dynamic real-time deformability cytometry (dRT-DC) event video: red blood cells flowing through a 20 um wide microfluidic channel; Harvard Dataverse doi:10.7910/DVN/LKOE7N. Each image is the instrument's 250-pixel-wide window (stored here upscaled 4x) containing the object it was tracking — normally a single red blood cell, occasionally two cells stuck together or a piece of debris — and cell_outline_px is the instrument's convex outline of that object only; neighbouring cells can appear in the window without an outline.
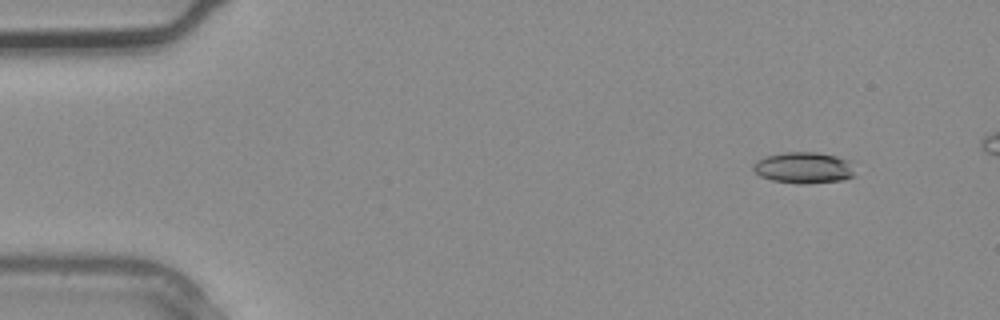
{"species": "common noctule bat (a hibernating species)", "species_latin": "Nyctalus noctula", "temperature_condition": "warm", "stored_images_in_passage": 4, "camera_frame_rate_fps": 3000, "um_per_image_px": 0.085, "animal": {"sex": "male", "body_mass_g": 20.4}, "frame": {"image": 1, "passage_image": 1, "time_ms": 0.0, "image_size_px": [1000, 320], "cell_outline_px": [[856, 176], [844, 180], [804, 184], [800, 184], [772, 180], [760, 176], [752, 168], [752, 164], [756, 160], [764, 156], [784, 152], [816, 152], [836, 156], [848, 160]], "centroid_in_image_um": [68.3, 14.26], "position_along_channel_um": 16.7, "area_um2": 18.67}}